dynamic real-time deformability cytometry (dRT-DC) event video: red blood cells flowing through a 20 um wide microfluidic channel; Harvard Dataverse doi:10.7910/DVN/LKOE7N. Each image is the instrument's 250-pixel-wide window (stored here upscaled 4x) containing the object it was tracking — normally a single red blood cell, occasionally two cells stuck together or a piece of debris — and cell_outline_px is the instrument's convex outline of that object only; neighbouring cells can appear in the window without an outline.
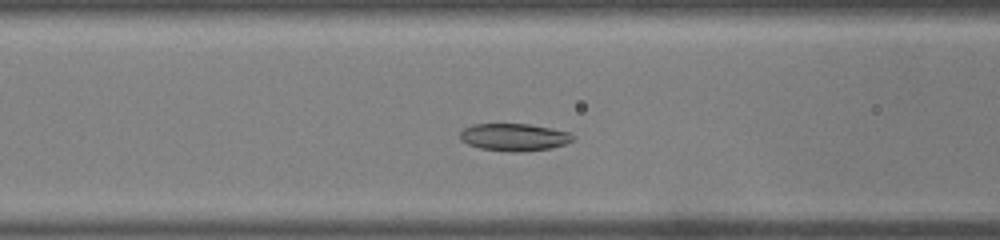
{"species": "common noctule bat (a hibernating species)", "species_latin": "Nyctalus noctula", "temperature_condition": "warm", "stored_images_in_passage": 42, "camera_frame_rate_fps": 3000, "um_per_image_px": 0.085, "animal": {"sex": "male", "body_mass_g": 19.0, "forearm_length_mm": 50.8}, "frame": {"image": 1, "passage_image": 12, "time_ms": 3.667, "image_size_px": [1000, 240], "cell_outline_px": [[576, 140], [552, 148], [524, 152], [508, 152], [480, 148], [468, 144], [460, 140], [460, 132], [464, 128], [472, 124], [528, 124], [552, 128], [568, 132], [576, 136]], "centroid_in_image_um": [43.73, 11.66], "position_along_channel_um": 122.9, "area_um2": 18.26}}
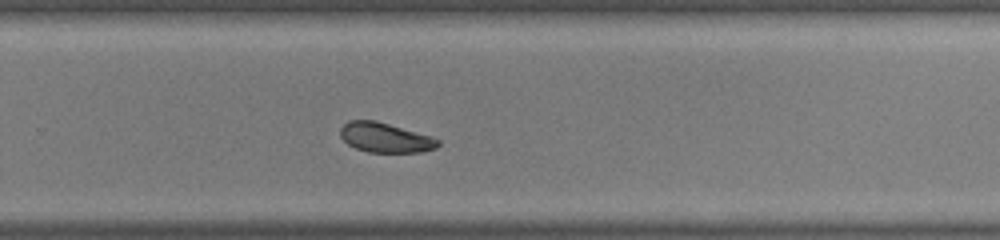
{"frame": {"image": 2, "passage_image": 25, "time_ms": 8.0, "image_size_px": [1000, 240], "cell_outline_px": [[440, 144], [436, 148], [420, 152], [368, 152], [356, 148], [348, 144], [340, 136], [340, 128], [348, 120], [376, 120], [432, 136], [440, 140]], "centroid_in_image_um": [32.75, 11.69], "position_along_channel_um": 297.0, "area_um2": 16.99}}
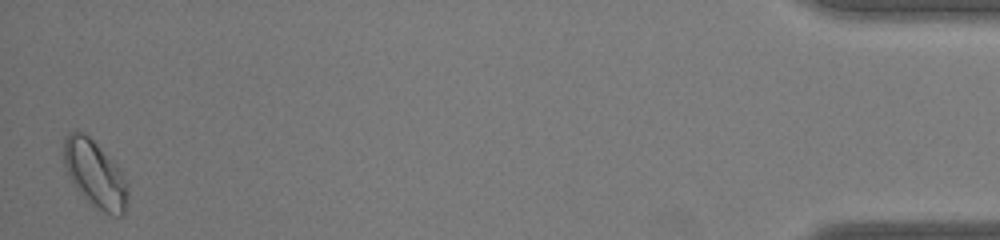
{"frame": {"image": 3, "passage_image": 41, "time_ms": 13.333, "image_size_px": [1000, 240], "cell_outline_px": [[128, 204], [124, 212], [120, 216], [112, 216], [104, 212], [84, 196], [72, 184], [64, 164], [64, 136], [76, 128], [84, 132], [116, 164], [124, 176], [128, 184]], "centroid_in_image_um": [8.08, 14.77], "position_along_channel_um": 427.1, "area_um2": 24.85}}